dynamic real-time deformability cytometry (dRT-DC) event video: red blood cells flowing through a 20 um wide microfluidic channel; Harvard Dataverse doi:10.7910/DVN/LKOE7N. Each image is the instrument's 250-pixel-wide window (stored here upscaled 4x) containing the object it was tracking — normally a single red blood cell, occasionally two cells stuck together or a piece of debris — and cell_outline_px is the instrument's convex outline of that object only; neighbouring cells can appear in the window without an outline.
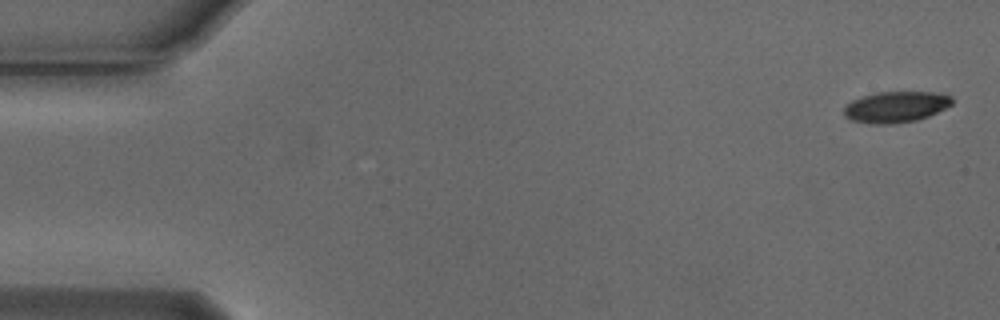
{"species": "Egyptian fruit bat (a non-hibernating species)", "species_latin": "Rousettus aegyptiacus", "temperature_condition": "cold", "stored_images_in_passage": 49, "camera_frame_rate_fps": 3000, "um_per_image_px": 0.085, "animal": {"sex": "male"}, "frame": {"image": 1, "passage_image": 1, "time_ms": 0.0, "image_size_px": [1000, 320], "cell_outline_px": [[952, 104], [928, 116], [916, 120], [892, 124], [872, 124], [852, 120], [844, 116], [844, 108], [852, 100], [876, 92], [940, 92], [952, 96]], "centroid_in_image_um": [76.15, 9.08], "position_along_channel_um": 8.8, "area_um2": 19.48}}
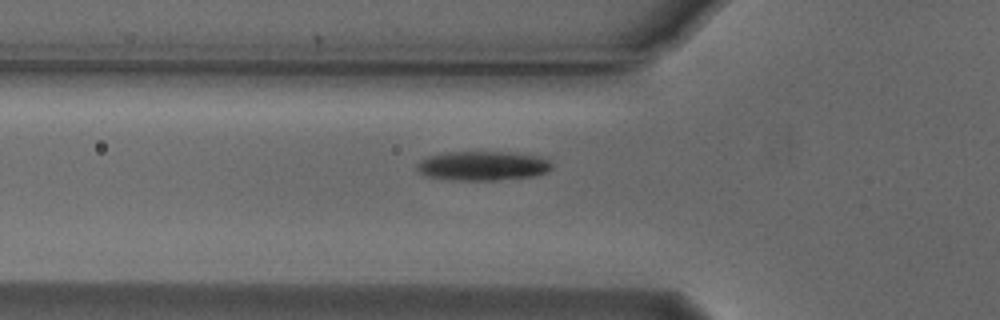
{"frame": {"image": 2, "passage_image": 18, "time_ms": 5.667, "image_size_px": [1000, 320], "cell_outline_px": [[552, 168], [548, 172], [536, 176], [496, 180], [448, 180], [424, 176], [416, 168], [416, 164], [420, 160], [428, 156], [448, 152], [512, 152], [540, 156], [548, 160], [552, 164]], "centroid_in_image_um": [41.04, 14.1], "position_along_channel_um": 84.8, "area_um2": 23.35}}
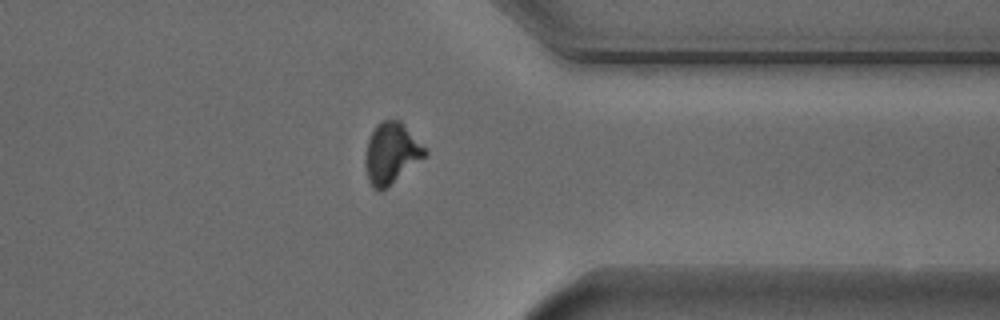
{"frame": {"image": 3, "passage_image": 42, "time_ms": 13.667, "image_size_px": [1000, 320], "cell_outline_px": [[428, 152], [424, 156], [380, 192], [372, 188], [368, 180], [364, 164], [364, 152], [368, 140], [376, 124], [384, 120], [400, 120], [428, 148]], "centroid_in_image_um": [33.24, 13.0], "position_along_channel_um": 378.2, "area_um2": 21.15}, "authors_computed_cell_mechanics": {"area_um2": 21.9062, "velocity_mm_per_s": 3.7599, "shape_relaxation_time_tau1_ms": 2.5813, "shape_relaxation_time_tau2_ms": null, "deformation_change_tau1": 0.1393, "deformation_change_tau2": null}}